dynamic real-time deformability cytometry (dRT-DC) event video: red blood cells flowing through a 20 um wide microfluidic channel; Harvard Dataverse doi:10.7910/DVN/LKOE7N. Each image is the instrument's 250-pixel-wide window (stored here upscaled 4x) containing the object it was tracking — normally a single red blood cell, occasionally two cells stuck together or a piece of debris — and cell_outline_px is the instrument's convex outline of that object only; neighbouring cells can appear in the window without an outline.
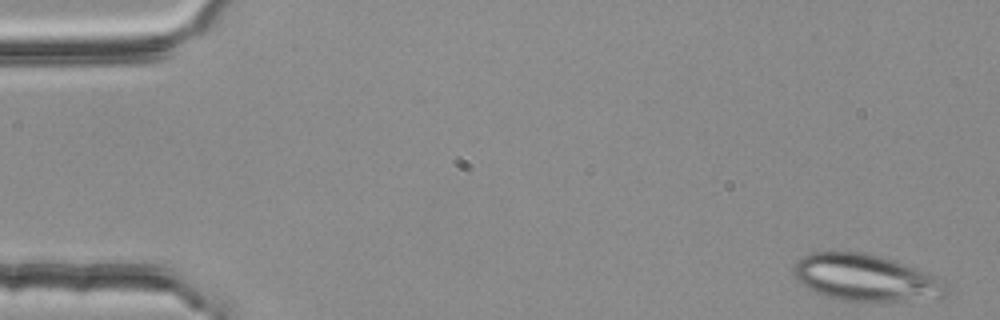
{"species": "common noctule bat (a hibernating species)", "species_latin": "Nyctalus noctula", "temperature_condition": "room temperature", "stored_images_in_passage": 50, "segment_of_instrument_passage": [1, 2], "camera_frame_rate_fps": 3000, "um_per_image_px": 0.085, "animal": {"sex": "female", "body_mass_g": 25.1}, "frame": {"image": 1, "passage_image": 1, "time_ms": 0.0, "image_size_px": [1000, 320], "cell_outline_px": [[948, 296], [940, 300], [844, 300], [824, 296], [808, 288], [796, 280], [792, 272], [796, 264], [804, 256], [812, 252], [864, 252], [880, 256], [904, 264], [948, 280]], "centroid_in_image_um": [73.68, 23.62], "position_along_channel_um": 11.3, "area_um2": 41.67}}